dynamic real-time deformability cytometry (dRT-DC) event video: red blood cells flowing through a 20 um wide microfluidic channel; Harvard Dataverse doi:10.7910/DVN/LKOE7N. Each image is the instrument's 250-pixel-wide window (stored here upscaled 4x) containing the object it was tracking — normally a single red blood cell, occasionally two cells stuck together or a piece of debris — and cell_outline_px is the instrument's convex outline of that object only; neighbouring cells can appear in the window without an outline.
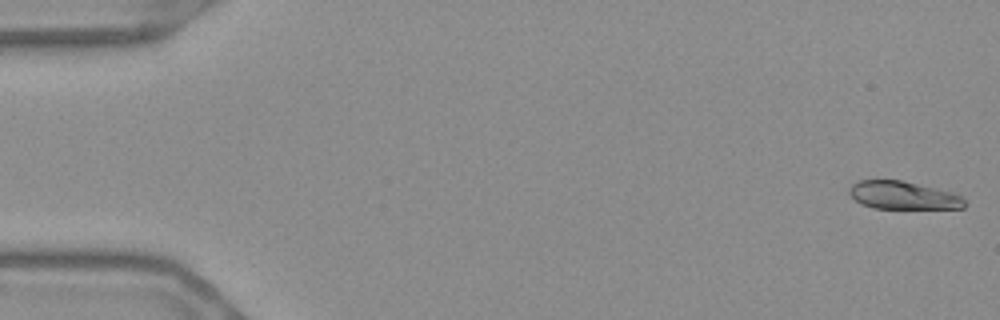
{"species": "Egyptian fruit bat (a non-hibernating species)", "species_latin": "Rousettus aegyptiacus", "temperature_condition": "warm", "stored_images_in_passage": 55, "camera_frame_rate_fps": 3000, "um_per_image_px": 0.085, "frame": {"image": 1, "passage_image": 1, "time_ms": 0.0, "image_size_px": [1000, 320], "cell_outline_px": [[968, 204], [964, 208], [872, 208], [856, 200], [848, 192], [848, 188], [852, 184], [860, 180], [900, 180], [952, 192], [964, 196]], "centroid_in_image_um": [76.81, 16.6], "position_along_channel_um": 8.2, "area_um2": 18.73}}
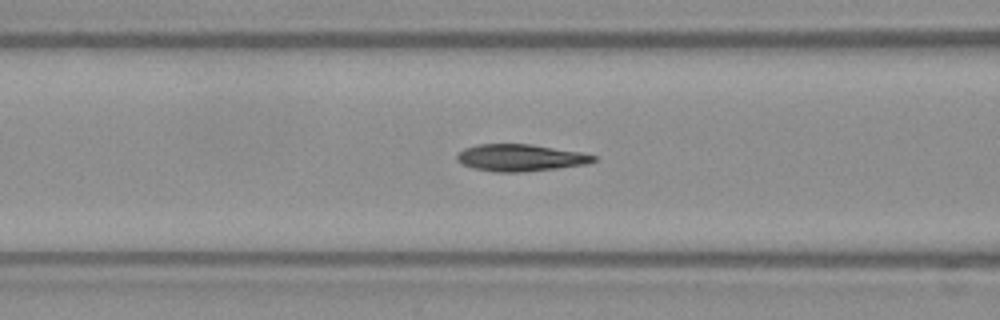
{"frame": {"image": 2, "passage_image": 22, "time_ms": 7.0, "image_size_px": [1000, 320], "cell_outline_px": [[596, 160], [588, 164], [524, 172], [492, 172], [472, 168], [456, 160], [456, 152], [464, 148], [476, 144], [532, 144], [584, 152], [596, 156]], "centroid_in_image_um": [44.22, 13.4], "position_along_channel_um": 122.4, "area_um2": 21.79}}
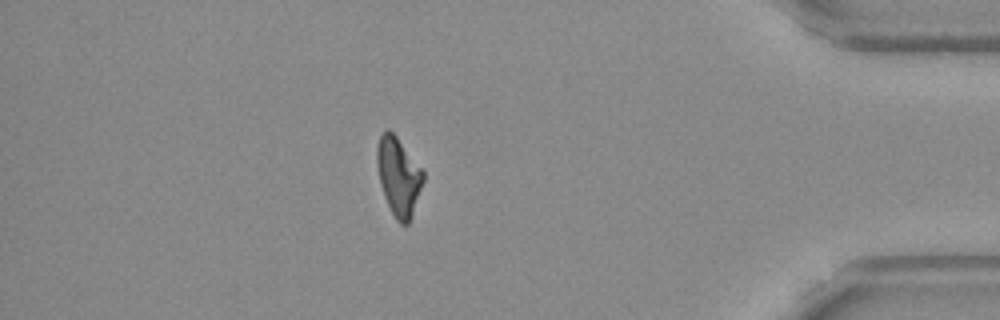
{"frame": {"image": 3, "passage_image": 48, "time_ms": 15.667, "image_size_px": [1000, 320], "cell_outline_px": [[424, 180], [408, 224], [400, 224], [396, 220], [384, 196], [380, 184], [376, 164], [376, 148], [380, 136], [388, 128], [396, 136], [424, 172]], "centroid_in_image_um": [33.85, 14.99], "position_along_channel_um": 401.3, "area_um2": 20.75}, "authors_computed_cell_mechanics": {"area_um2": 21.4438, "velocity_mm_per_s": 3.6838, "shape_relaxation_time_tau1_ms": 7.4947, "shape_relaxation_time_tau2_ms": 2.399, "deformation_change_tau1": 0.2496, "deformation_change_tau2": 0.0716}}